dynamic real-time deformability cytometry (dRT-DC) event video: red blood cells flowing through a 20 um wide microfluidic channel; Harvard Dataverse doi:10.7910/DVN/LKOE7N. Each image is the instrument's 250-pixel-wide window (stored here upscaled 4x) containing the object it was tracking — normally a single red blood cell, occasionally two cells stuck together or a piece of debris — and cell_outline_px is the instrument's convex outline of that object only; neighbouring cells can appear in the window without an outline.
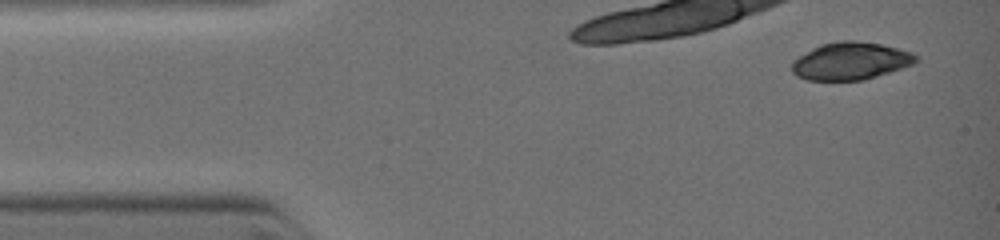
{"species": "common noctule bat (a hibernating species)", "species_latin": "Nyctalus noctula", "temperature_condition": "warm", "stored_images_in_passage": 4, "camera_frame_rate_fps": 3000, "um_per_image_px": 0.085, "animal": {"sex": "female", "body_mass_g": 19.0, "forearm_length_mm": 51.5}, "frame": {"image": 1, "passage_image": 1, "time_ms": 0.0, "image_size_px": [1000, 240], "cell_outline_px": [[920, 60], [912, 64], [864, 80], [808, 80], [796, 76], [792, 72], [792, 60], [820, 44], [844, 40], [852, 40], [880, 44], [912, 52]], "centroid_in_image_um": [72.27, 5.19], "position_along_channel_um": 12.7, "area_um2": 26.88}}
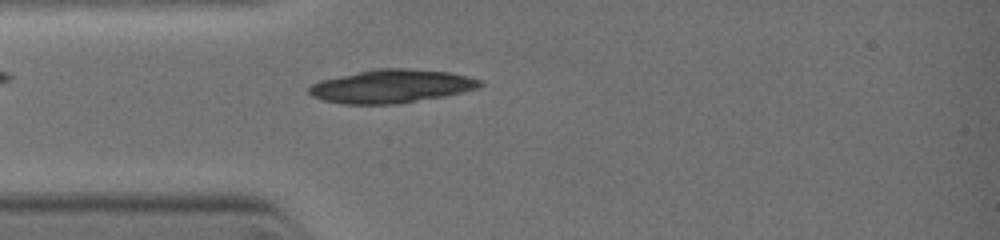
{"frame": {"image": 2, "passage_image": 4, "time_ms": 2.333, "image_size_px": [1000, 240], "cell_outline_px": [[484, 84], [476, 88], [444, 96], [396, 104], [344, 104], [324, 100], [312, 96], [308, 92], [308, 88], [312, 84], [320, 80], [376, 68], [404, 68], [448, 72], [480, 80]], "centroid_in_image_um": [33.22, 7.33], "position_along_channel_um": 51.8, "area_um2": 32.83}}